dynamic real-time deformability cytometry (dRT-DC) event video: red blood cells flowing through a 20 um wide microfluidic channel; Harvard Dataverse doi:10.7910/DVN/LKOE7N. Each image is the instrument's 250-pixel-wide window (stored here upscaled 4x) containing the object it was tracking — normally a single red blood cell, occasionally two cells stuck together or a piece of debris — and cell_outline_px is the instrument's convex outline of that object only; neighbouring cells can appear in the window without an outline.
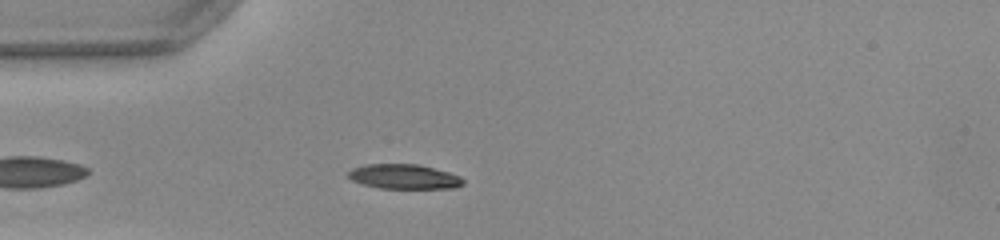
{"species": "common noctule bat (a hibernating species)", "species_latin": "Nyctalus noctula", "temperature_condition": "warm", "stored_images_in_passage": 33, "camera_frame_rate_fps": 3000, "um_per_image_px": 0.085, "animal": {"sex": "female", "body_mass_g": 22.0, "forearm_length_mm": 56.7}, "frame": {"image": 1, "passage_image": 5, "time_ms": 1.333, "image_size_px": [1000, 240], "cell_outline_px": [[464, 184], [456, 188], [380, 188], [364, 184], [352, 180], [348, 176], [348, 172], [352, 168], [364, 164], [420, 164], [448, 172], [460, 176], [464, 180]], "centroid_in_image_um": [34.36, 15.0], "position_along_channel_um": 50.6, "area_um2": 16.53}}
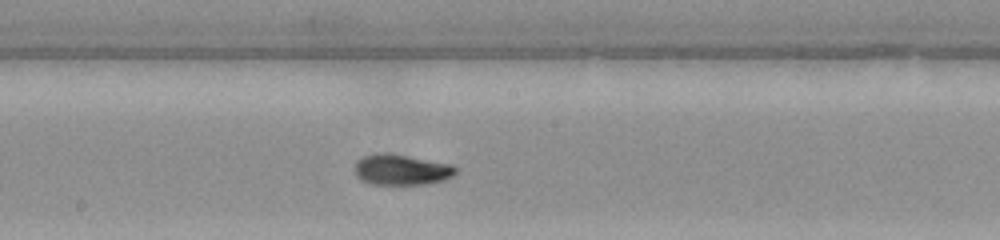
{"frame": {"image": 2, "passage_image": 18, "time_ms": 5.667, "image_size_px": [1000, 240], "cell_outline_px": [[456, 172], [452, 176], [444, 180], [424, 184], [372, 184], [360, 180], [356, 176], [352, 168], [356, 160], [364, 156], [380, 152], [388, 152], [452, 164], [456, 168]], "centroid_in_image_um": [34.06, 14.41], "position_along_channel_um": 214.1, "area_um2": 18.32}}
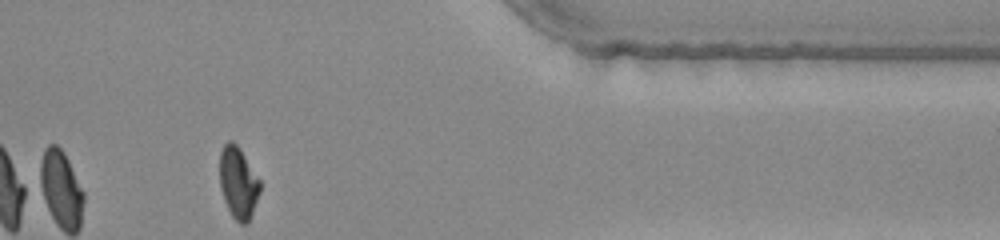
{"frame": {"image": 3, "passage_image": 33, "time_ms": 10.667, "image_size_px": [1000, 240], "cell_outline_px": [[260, 192], [252, 212], [248, 220], [244, 224], [240, 224], [232, 216], [224, 200], [220, 188], [220, 152], [224, 144], [228, 140], [232, 140], [240, 148], [260, 180]], "centroid_in_image_um": [20.24, 15.5], "position_along_channel_um": 391.2, "area_um2": 16.7}, "authors_computed_cell_mechanics": {"area_um2": 17.629, "velocity_mm_per_s": 4.0206, "shape_relaxation_time_tau1_ms": 7.5365, "shape_relaxation_time_tau2_ms": 2.1092, "deformation_change_tau1": 0.281, "deformation_change_tau2": 0.0594}}